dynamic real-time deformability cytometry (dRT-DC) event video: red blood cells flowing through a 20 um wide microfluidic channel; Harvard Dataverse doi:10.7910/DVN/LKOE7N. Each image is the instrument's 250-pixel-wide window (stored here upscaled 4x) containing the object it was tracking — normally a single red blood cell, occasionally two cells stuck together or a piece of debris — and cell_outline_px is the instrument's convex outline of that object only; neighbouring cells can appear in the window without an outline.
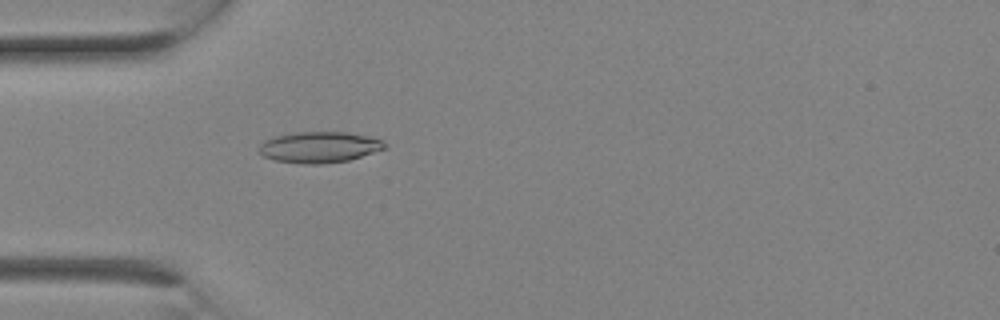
{"species": "Egyptian fruit bat (a non-hibernating species)", "species_latin": "Rousettus aegyptiacus", "temperature_condition": "room temperature", "stored_images_in_passage": 2, "camera_frame_rate_fps": 3000, "um_per_image_px": 0.085, "animal": {"sex": "female"}, "frame": {"image": 1, "passage_image": 2, "time_ms": 0.333, "image_size_px": [1000, 320], "cell_outline_px": [[388, 148], [348, 160], [320, 164], [304, 164], [276, 160], [264, 156], [260, 152], [260, 144], [264, 140], [276, 136], [296, 132], [348, 132], [368, 136], [384, 140], [388, 144]], "centroid_in_image_um": [27.2, 12.5], "position_along_channel_um": 57.8, "area_um2": 22.72}}